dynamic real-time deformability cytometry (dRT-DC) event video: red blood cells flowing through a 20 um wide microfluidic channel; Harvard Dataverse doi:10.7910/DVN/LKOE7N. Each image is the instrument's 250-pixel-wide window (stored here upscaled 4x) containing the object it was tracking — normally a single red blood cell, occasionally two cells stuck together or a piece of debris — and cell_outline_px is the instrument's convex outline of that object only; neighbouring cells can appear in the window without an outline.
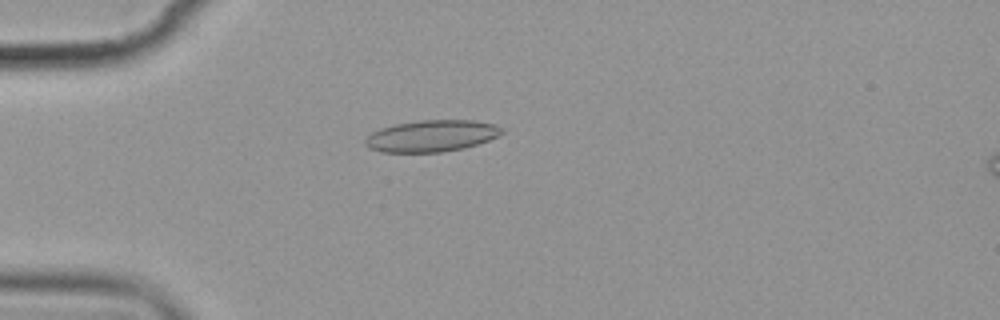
{"species": "common noctule bat (a hibernating species)", "species_latin": "Nyctalus noctula", "temperature_condition": "cold", "stored_images_in_passage": 6, "camera_frame_rate_fps": 3000, "um_per_image_px": 0.085, "animal": {"sex": "female", "body_mass_g": 19.9}, "frame": {"image": 1, "passage_image": 4, "time_ms": 4.667, "image_size_px": [1000, 320], "cell_outline_px": [[504, 132], [488, 140], [464, 148], [440, 152], [380, 152], [368, 148], [364, 144], [364, 140], [372, 132], [380, 128], [396, 124], [420, 120], [476, 120], [496, 124], [504, 128]], "centroid_in_image_um": [36.68, 11.55], "position_along_channel_um": 48.3, "area_um2": 25.26}}
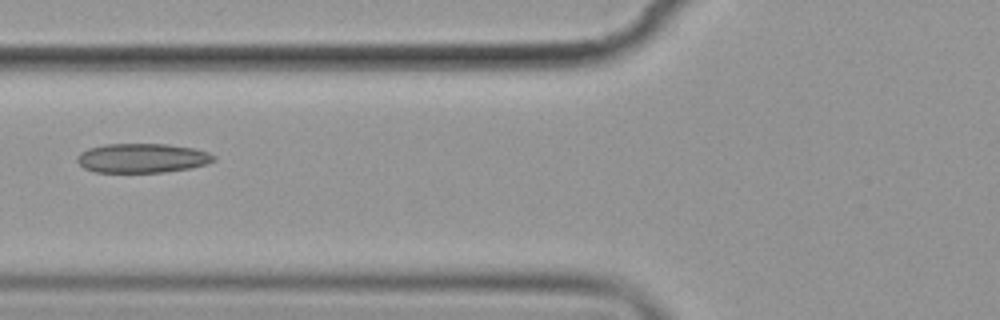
{"frame": {"image": 2, "passage_image": 6, "time_ms": 7.0, "image_size_px": [1000, 320], "cell_outline_px": [[216, 160], [208, 164], [192, 168], [164, 172], [96, 172], [84, 168], [76, 160], [76, 156], [80, 152], [88, 148], [104, 144], [168, 144], [192, 148], [208, 152], [216, 156]], "centroid_in_image_um": [12.1, 13.44], "position_along_channel_um": 113.7, "area_um2": 23.52}}